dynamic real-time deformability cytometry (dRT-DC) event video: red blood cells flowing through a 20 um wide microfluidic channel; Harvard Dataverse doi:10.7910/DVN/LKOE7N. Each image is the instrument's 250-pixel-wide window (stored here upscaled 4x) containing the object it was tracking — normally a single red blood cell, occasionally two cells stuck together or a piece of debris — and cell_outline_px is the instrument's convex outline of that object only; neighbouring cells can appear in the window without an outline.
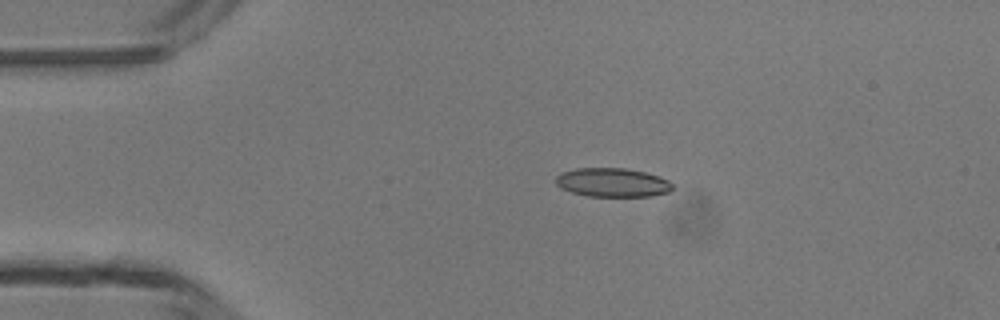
{"species": "common noctule bat (a hibernating species)", "species_latin": "Nyctalus noctula", "temperature_condition": "room temperature", "stored_images_in_passage": 3, "camera_frame_rate_fps": 3000, "um_per_image_px": 0.085, "animal": {"sex": "male", "body_mass_g": 13.3}, "frame": {"image": 1, "passage_image": 2, "time_ms": 2.0, "image_size_px": [1000, 320], "cell_outline_px": [[672, 188], [668, 192], [652, 196], [588, 196], [572, 192], [560, 188], [556, 184], [556, 176], [560, 172], [576, 168], [624, 168], [644, 172], [660, 176], [668, 180], [672, 184]], "centroid_in_image_um": [52.04, 15.5], "position_along_channel_um": 33.0, "area_um2": 19.65}}